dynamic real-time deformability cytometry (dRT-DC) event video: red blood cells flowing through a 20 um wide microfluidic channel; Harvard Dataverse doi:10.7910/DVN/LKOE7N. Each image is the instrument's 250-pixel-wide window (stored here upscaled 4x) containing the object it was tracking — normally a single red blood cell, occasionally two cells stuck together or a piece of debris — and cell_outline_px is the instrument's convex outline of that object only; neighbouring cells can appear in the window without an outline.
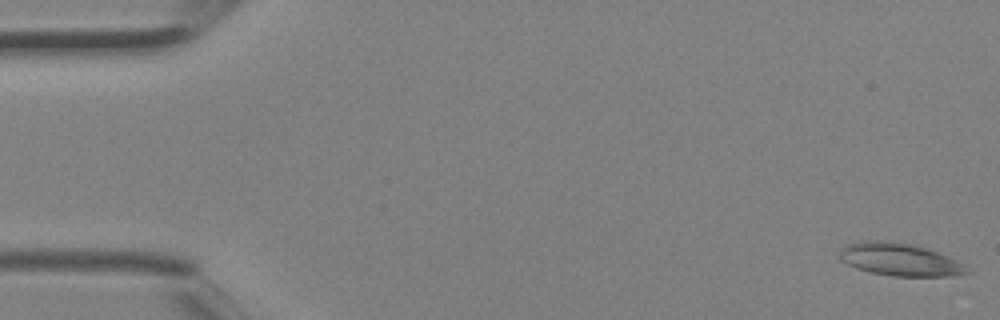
{"species": "Egyptian fruit bat (a non-hibernating species)", "species_latin": "Rousettus aegyptiacus", "temperature_condition": "room temperature", "stored_images_in_passage": 4, "camera_frame_rate_fps": 3000, "um_per_image_px": 0.085, "animal": {"sex": "female"}, "frame": {"image": 1, "passage_image": 1, "time_ms": 0.0, "image_size_px": [1000, 320], "cell_outline_px": [[972, 272], [952, 276], [892, 276], [872, 272], [856, 268], [840, 260], [840, 252], [848, 244], [860, 240], [884, 240], [912, 244], [928, 248], [948, 256], [964, 264]], "centroid_in_image_um": [76.51, 22.05], "position_along_channel_um": 8.5, "area_um2": 24.28}}
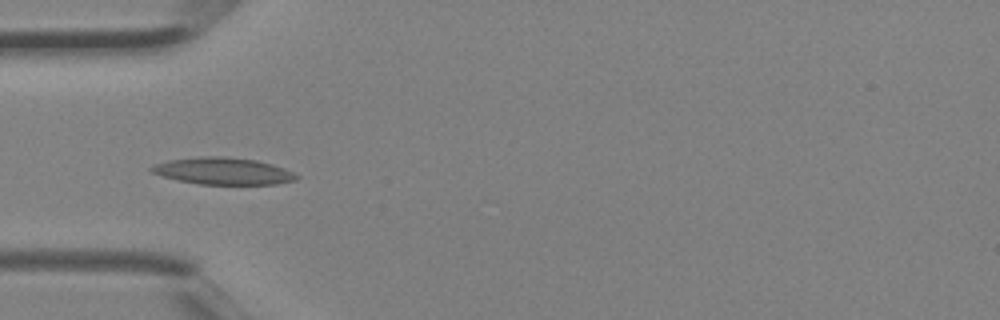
{"frame": {"image": 2, "passage_image": 4, "time_ms": 1.0, "image_size_px": [1000, 320], "cell_outline_px": [[300, 176], [296, 180], [276, 184], [200, 184], [180, 180], [164, 176], [152, 172], [148, 168], [152, 164], [168, 160], [200, 156], [224, 156], [256, 160], [272, 164], [284, 168]], "centroid_in_image_um": [18.96, 14.53], "position_along_channel_um": 66.0, "area_um2": 22.72}}